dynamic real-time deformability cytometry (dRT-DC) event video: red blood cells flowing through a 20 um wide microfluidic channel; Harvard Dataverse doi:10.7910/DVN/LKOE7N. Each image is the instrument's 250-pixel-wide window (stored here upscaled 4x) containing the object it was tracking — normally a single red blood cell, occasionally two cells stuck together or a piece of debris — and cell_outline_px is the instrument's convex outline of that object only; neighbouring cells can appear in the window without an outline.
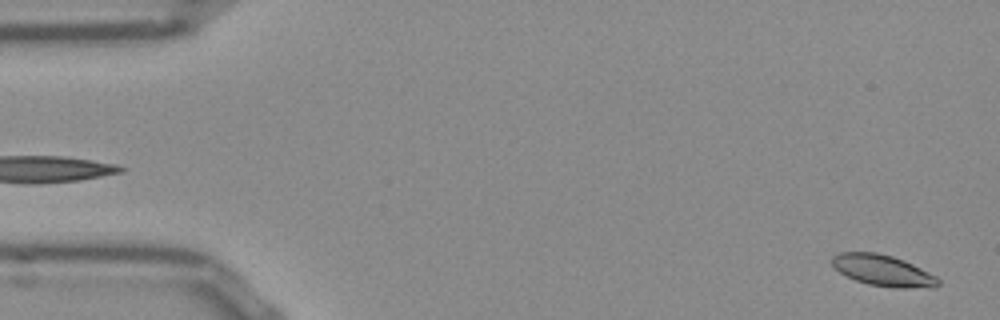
{"species": "Egyptian fruit bat (a non-hibernating species)", "species_latin": "Rousettus aegyptiacus", "temperature_condition": "room temperature", "stored_images_in_passage": 52, "camera_frame_rate_fps": 3000, "um_per_image_px": 0.085, "frame": {"image": 1, "passage_image": 1, "time_ms": 0.0, "image_size_px": [1000, 320], "cell_outline_px": [[940, 284], [936, 288], [900, 288], [868, 284], [856, 280], [840, 272], [832, 264], [832, 256], [840, 252], [876, 252], [892, 256], [904, 260], [936, 276], [940, 280]], "centroid_in_image_um": [75.09, 22.99], "position_along_channel_um": 9.9, "area_um2": 19.19}}
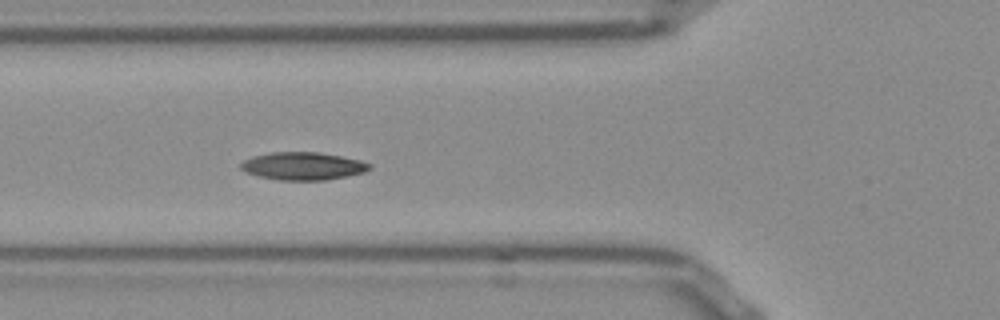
{"frame": {"image": 2, "passage_image": 18, "time_ms": 5.667, "image_size_px": [1000, 320], "cell_outline_px": [[372, 168], [364, 172], [348, 176], [324, 180], [276, 180], [260, 176], [248, 172], [240, 168], [240, 164], [244, 160], [252, 156], [272, 152], [320, 152], [360, 160], [372, 164]], "centroid_in_image_um": [25.78, 14.11], "position_along_channel_um": 100.0, "area_um2": 20.81}}
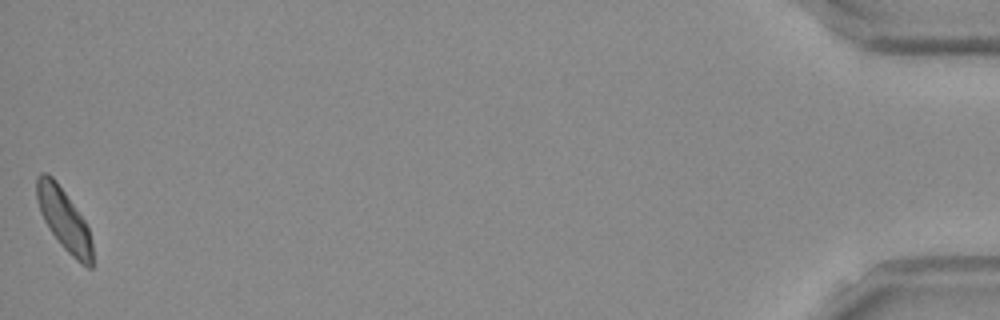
{"frame": {"image": 3, "passage_image": 52, "time_ms": 17.0, "image_size_px": [1000, 320], "cell_outline_px": [[92, 268], [88, 268], [80, 264], [60, 244], [44, 220], [40, 212], [36, 200], [36, 176], [40, 172], [48, 172], [56, 180], [84, 220], [88, 228], [92, 244]], "centroid_in_image_um": [5.41, 18.63], "position_along_channel_um": 429.8, "area_um2": 19.94}, "authors_computed_cell_mechanics": {"area_um2": 19.8254, "velocity_mm_per_s": 3.7965, "shape_relaxation_time_tau1_ms": 2.8148, "shape_relaxation_time_tau2_ms": 3.5188, "deformation_change_tau1": 0.0788, "deformation_change_tau2": 0.0806}}